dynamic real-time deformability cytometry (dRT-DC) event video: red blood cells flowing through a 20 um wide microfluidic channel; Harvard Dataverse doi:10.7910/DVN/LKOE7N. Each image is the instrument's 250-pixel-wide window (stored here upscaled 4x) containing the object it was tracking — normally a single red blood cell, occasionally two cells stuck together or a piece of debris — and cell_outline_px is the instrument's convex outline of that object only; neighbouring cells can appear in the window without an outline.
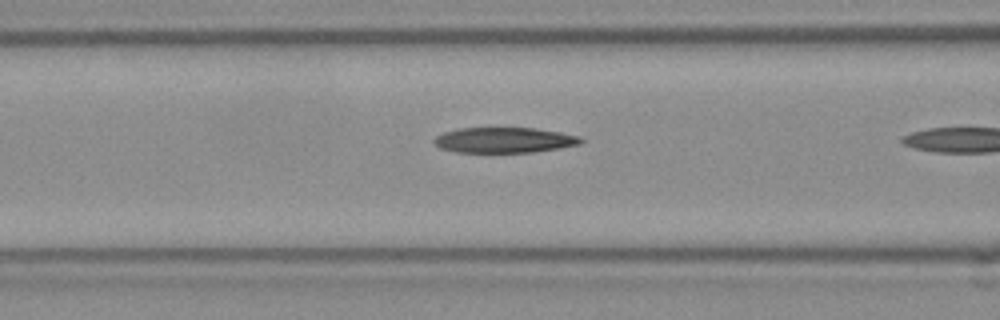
{"species": "Egyptian fruit bat (a non-hibernating species)", "species_latin": "Rousettus aegyptiacus", "temperature_condition": "room temperature", "stored_images_in_passage": 4, "camera_frame_rate_fps": 3000, "um_per_image_px": 0.085, "frame": {"image": 1, "passage_image": 3, "time_ms": 0.667, "image_size_px": [1000, 320], "cell_outline_px": [[584, 140], [580, 144], [560, 148], [532, 152], [456, 152], [440, 148], [432, 140], [436, 136], [444, 132], [460, 128], [536, 128], [560, 132], [580, 136]], "centroid_in_image_um": [42.87, 11.9], "position_along_channel_um": 123.7, "area_um2": 21.73}}